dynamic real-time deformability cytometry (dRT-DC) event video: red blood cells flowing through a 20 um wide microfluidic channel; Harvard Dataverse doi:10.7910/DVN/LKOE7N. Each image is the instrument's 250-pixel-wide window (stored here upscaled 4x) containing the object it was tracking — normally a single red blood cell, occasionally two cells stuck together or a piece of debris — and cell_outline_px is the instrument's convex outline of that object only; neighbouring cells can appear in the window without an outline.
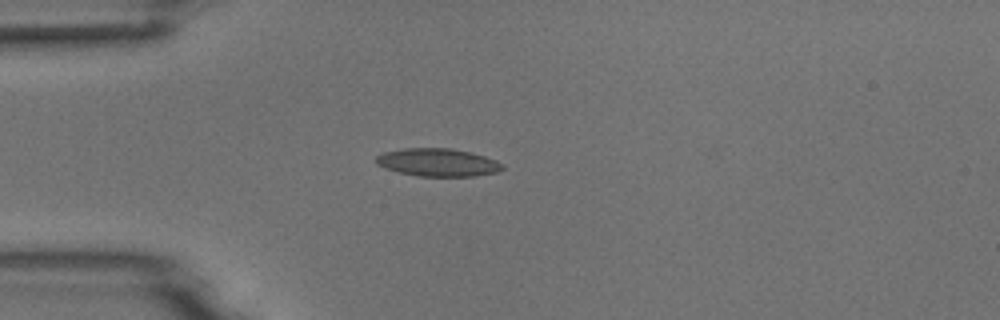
{"species": "common noctule bat (a hibernating species)", "species_latin": "Nyctalus noctula", "temperature_condition": "room temperature", "stored_images_in_passage": 2, "camera_frame_rate_fps": 3000, "um_per_image_px": 0.085, "animal": {"sex": "male", "body_mass_g": 18.8}, "frame": {"image": 1, "passage_image": 1, "time_ms": 0.0, "image_size_px": [1000, 320], "cell_outline_px": [[504, 168], [496, 172], [476, 176], [416, 176], [384, 168], [376, 164], [376, 156], [384, 152], [404, 148], [452, 148], [484, 156], [496, 160], [504, 164]], "centroid_in_image_um": [37.21, 13.8], "position_along_channel_um": 47.8, "area_um2": 20.52}}